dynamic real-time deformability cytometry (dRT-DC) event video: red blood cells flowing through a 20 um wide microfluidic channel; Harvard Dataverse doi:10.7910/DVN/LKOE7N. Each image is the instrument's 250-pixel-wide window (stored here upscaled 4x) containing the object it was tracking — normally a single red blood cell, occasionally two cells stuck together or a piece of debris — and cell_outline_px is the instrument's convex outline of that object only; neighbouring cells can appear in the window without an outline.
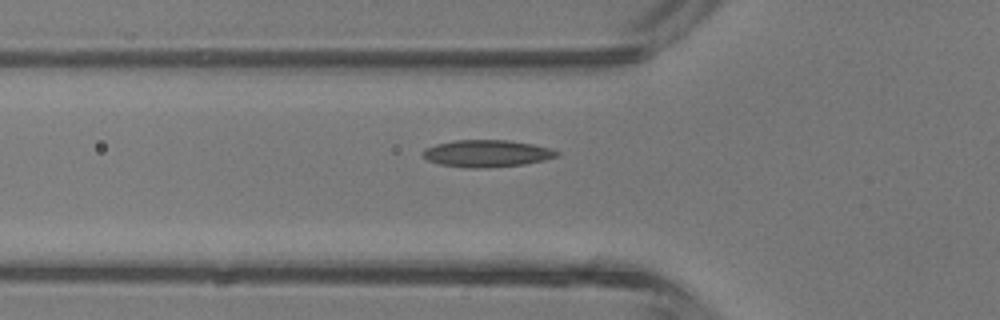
{"species": "common noctule bat (a hibernating species)", "species_latin": "Nyctalus noctula", "temperature_condition": "room temperature", "stored_images_in_passage": 32, "camera_frame_rate_fps": 3000, "um_per_image_px": 0.085, "animal": {"sex": "male", "body_mass_g": 13.3}, "frame": {"image": 1, "passage_image": 7, "time_ms": 2.0, "image_size_px": [1000, 320], "cell_outline_px": [[560, 156], [544, 160], [524, 164], [488, 168], [468, 168], [440, 164], [428, 160], [420, 156], [420, 152], [424, 148], [436, 144], [452, 140], [508, 140], [532, 144], [552, 148], [560, 152]], "centroid_in_image_um": [41.36, 13.04], "position_along_channel_um": 84.4, "area_um2": 21.44}}
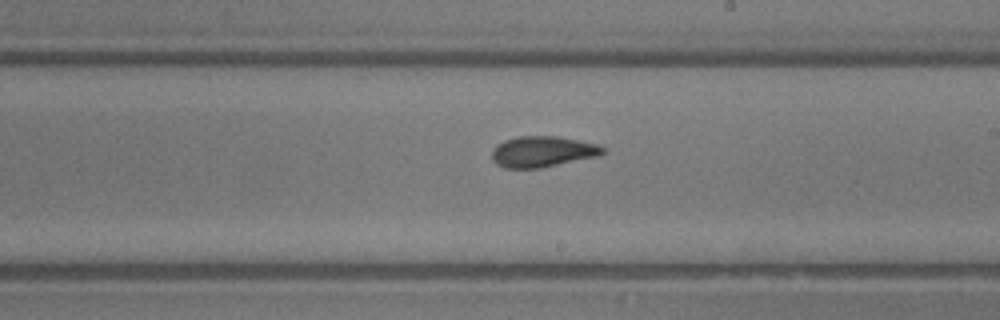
{"frame": {"image": 2, "passage_image": 17, "time_ms": 5.333, "image_size_px": [1000, 320], "cell_outline_px": [[608, 148], [600, 156], [540, 168], [504, 168], [496, 164], [492, 160], [492, 148], [496, 144], [504, 140], [516, 136], [556, 136], [596, 144]], "centroid_in_image_um": [46.1, 12.89], "position_along_channel_um": 242.9, "area_um2": 20.17}}
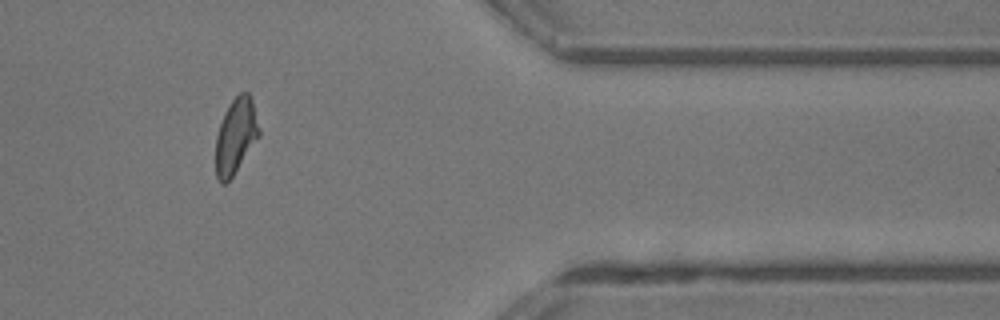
{"frame": {"image": 3, "passage_image": 28, "time_ms": 9.0, "image_size_px": [1000, 320], "cell_outline_px": [[260, 136], [232, 176], [224, 184], [220, 184], [216, 176], [216, 136], [224, 112], [232, 100], [240, 92], [248, 92], [252, 96], [260, 128]], "centroid_in_image_um": [20.06, 11.53], "position_along_channel_um": 391.3, "area_um2": 19.13}, "authors_computed_cell_mechanics": {"area_um2": 19.7676, "velocity_mm_per_s": 4.7209, "shape_relaxation_time_tau1_ms": 3.2257, "shape_relaxation_time_tau2_ms": 1.6946, "deformation_change_tau1": 0.1356, "deformation_change_tau2": 0.0853}}